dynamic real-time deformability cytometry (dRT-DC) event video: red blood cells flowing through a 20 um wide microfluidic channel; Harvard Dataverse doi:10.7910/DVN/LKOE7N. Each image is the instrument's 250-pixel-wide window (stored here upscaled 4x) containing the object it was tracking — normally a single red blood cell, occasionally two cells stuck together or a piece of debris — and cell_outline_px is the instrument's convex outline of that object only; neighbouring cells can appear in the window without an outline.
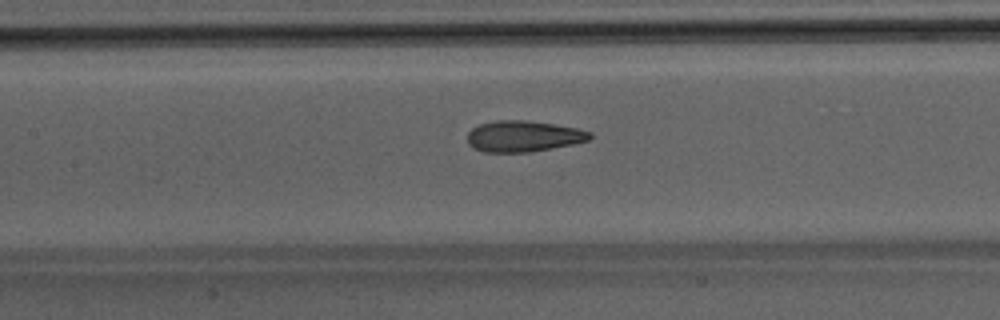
{"species": "Egyptian fruit bat (a non-hibernating species)", "species_latin": "Rousettus aegyptiacus", "temperature_condition": "room temperature", "stored_images_in_passage": 49, "camera_frame_rate_fps": 3000, "um_per_image_px": 0.085, "animal": {"sex": "male"}, "frame": {"image": 1, "passage_image": 23, "time_ms": 7.333, "image_size_px": [1000, 320], "cell_outline_px": [[592, 136], [588, 140], [572, 144], [528, 152], [484, 152], [472, 148], [468, 144], [468, 132], [472, 128], [480, 124], [496, 120], [524, 120], [552, 124], [576, 128], [592, 132]], "centroid_in_image_um": [44.45, 11.58], "position_along_channel_um": 163.0, "area_um2": 22.02}}
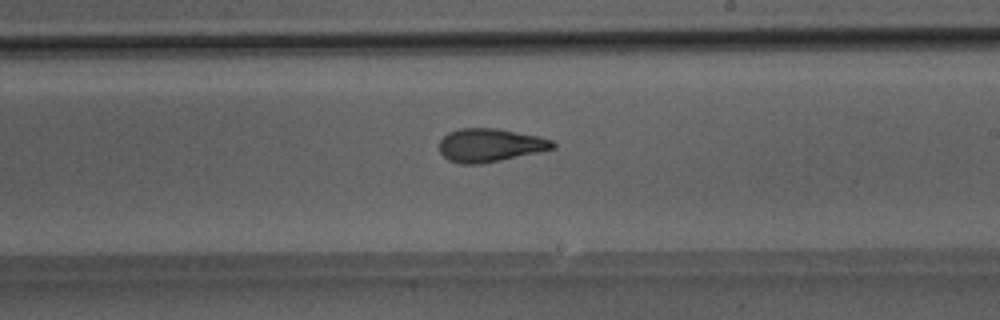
{"frame": {"image": 2, "passage_image": 29, "time_ms": 9.333, "image_size_px": [1000, 320], "cell_outline_px": [[556, 148], [500, 160], [480, 164], [460, 164], [448, 160], [440, 152], [440, 140], [448, 132], [460, 128], [496, 128], [536, 136], [552, 140], [556, 144]], "centroid_in_image_um": [41.63, 12.34], "position_along_channel_um": 247.4, "area_um2": 21.85}}
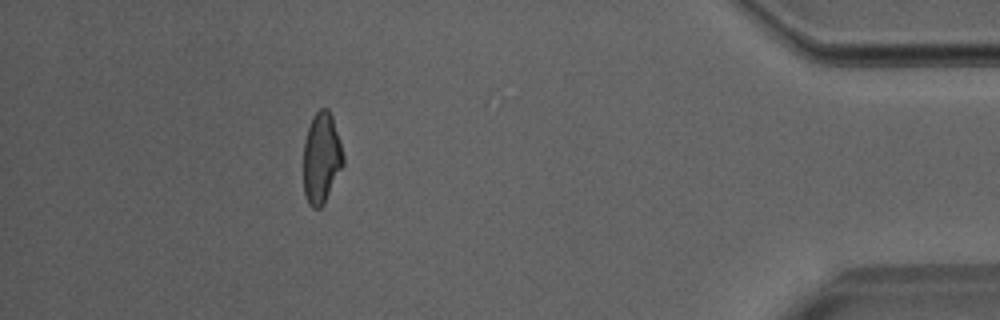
{"frame": {"image": 3, "passage_image": 44, "time_ms": 14.333, "image_size_px": [1000, 320], "cell_outline_px": [[344, 164], [324, 204], [320, 208], [312, 208], [308, 204], [304, 192], [304, 140], [312, 116], [320, 108], [328, 108], [332, 116], [344, 156]], "centroid_in_image_um": [27.32, 13.44], "position_along_channel_um": 407.9, "area_um2": 21.1}}